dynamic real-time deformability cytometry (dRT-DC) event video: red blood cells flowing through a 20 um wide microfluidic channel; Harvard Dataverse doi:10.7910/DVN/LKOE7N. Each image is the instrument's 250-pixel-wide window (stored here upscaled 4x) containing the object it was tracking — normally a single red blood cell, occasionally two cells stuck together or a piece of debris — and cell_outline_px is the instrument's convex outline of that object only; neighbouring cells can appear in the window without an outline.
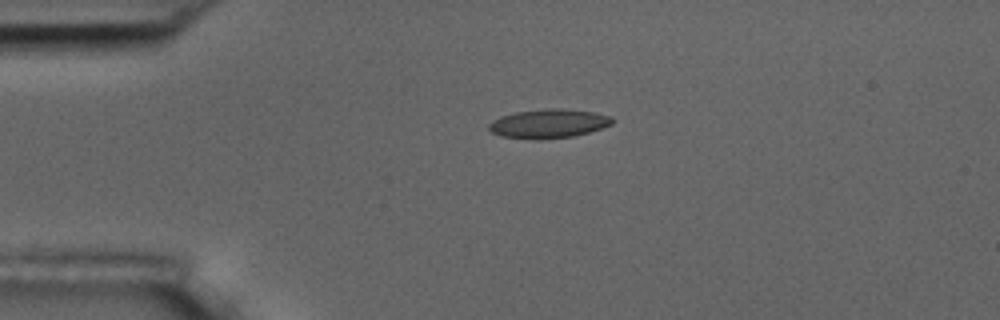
{"species": "common noctule bat (a hibernating species)", "species_latin": "Nyctalus noctula", "temperature_condition": "room temperature", "stored_images_in_passage": 2, "camera_frame_rate_fps": 3000, "um_per_image_px": 0.085, "animal": {"sex": "male", "body_mass_g": 17.5, "forearm_length_mm": 52.3}, "frame": {"image": 1, "passage_image": 1, "time_ms": 0.0, "image_size_px": [1000, 320], "cell_outline_px": [[612, 124], [588, 132], [572, 136], [540, 140], [536, 140], [500, 136], [492, 132], [488, 128], [488, 124], [492, 120], [500, 116], [516, 112], [556, 108], [564, 108], [592, 112], [612, 116]], "centroid_in_image_um": [46.59, 10.51], "position_along_channel_um": 38.4, "area_um2": 20.75}}